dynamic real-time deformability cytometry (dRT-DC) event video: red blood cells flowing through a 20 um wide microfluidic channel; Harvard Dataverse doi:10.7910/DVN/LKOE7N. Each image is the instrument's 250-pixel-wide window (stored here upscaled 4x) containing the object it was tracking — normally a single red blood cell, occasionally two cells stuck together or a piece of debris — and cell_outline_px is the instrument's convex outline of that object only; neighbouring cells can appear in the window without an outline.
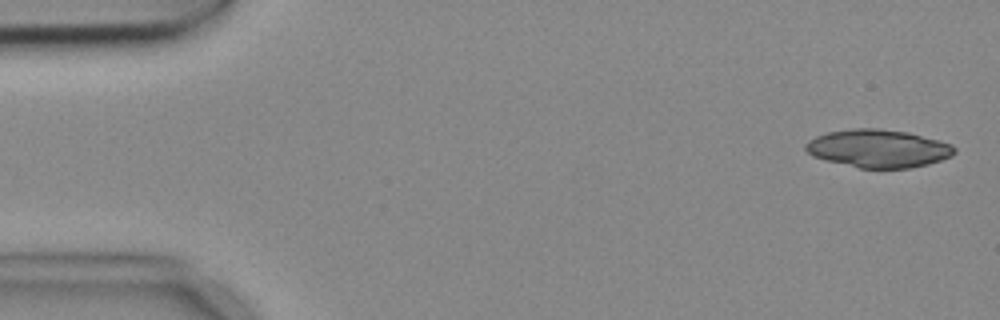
{"species": "common noctule bat (a hibernating species)", "species_latin": "Nyctalus noctula", "temperature_condition": "cold", "stored_images_in_passage": 6, "camera_frame_rate_fps": 3000, "um_per_image_px": 0.085, "animal": {"sex": "female", "body_mass_g": 18.4}, "frame": {"image": 1, "passage_image": 1, "time_ms": 0.0, "image_size_px": [1000, 320], "cell_outline_px": [[956, 152], [952, 156], [928, 164], [912, 168], [860, 168], [812, 156], [804, 148], [804, 144], [808, 140], [816, 136], [828, 132], [852, 128], [880, 128], [908, 132], [940, 140], [952, 144], [956, 148]], "centroid_in_image_um": [74.68, 12.61], "position_along_channel_um": 10.3, "area_um2": 33.06}}